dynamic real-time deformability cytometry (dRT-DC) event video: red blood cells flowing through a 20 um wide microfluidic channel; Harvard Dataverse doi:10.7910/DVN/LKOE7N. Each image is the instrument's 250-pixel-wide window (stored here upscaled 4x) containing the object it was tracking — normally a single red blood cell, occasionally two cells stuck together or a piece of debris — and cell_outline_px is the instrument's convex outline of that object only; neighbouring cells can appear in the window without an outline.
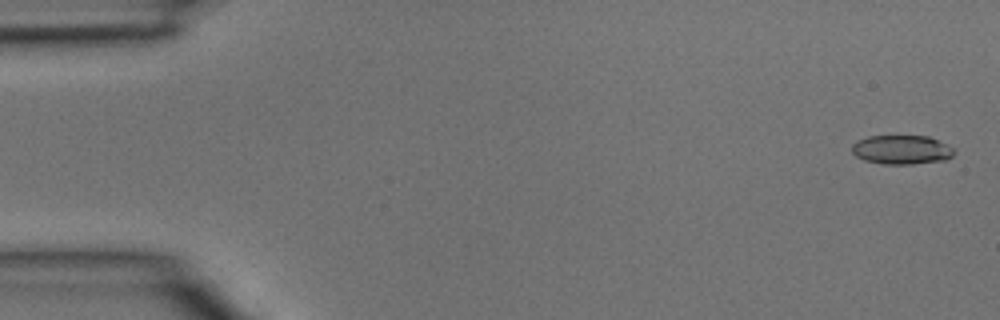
{"species": "common noctule bat (a hibernating species)", "species_latin": "Nyctalus noctula", "temperature_condition": "room temperature", "stored_images_in_passage": 5, "segment_of_instrument_passage": [1, 2], "camera_frame_rate_fps": 3000, "um_per_image_px": 0.085, "animal": {"sex": "male", "body_mass_g": 15.6}, "frame": {"image": 1, "passage_image": 1, "time_ms": 0.0, "image_size_px": [1000, 320], "cell_outline_px": [[956, 152], [948, 160], [912, 164], [884, 164], [864, 160], [856, 156], [852, 152], [852, 144], [856, 140], [868, 136], [928, 136], [952, 148]], "centroid_in_image_um": [76.62, 12.73], "position_along_channel_um": 8.4, "area_um2": 17.34}}